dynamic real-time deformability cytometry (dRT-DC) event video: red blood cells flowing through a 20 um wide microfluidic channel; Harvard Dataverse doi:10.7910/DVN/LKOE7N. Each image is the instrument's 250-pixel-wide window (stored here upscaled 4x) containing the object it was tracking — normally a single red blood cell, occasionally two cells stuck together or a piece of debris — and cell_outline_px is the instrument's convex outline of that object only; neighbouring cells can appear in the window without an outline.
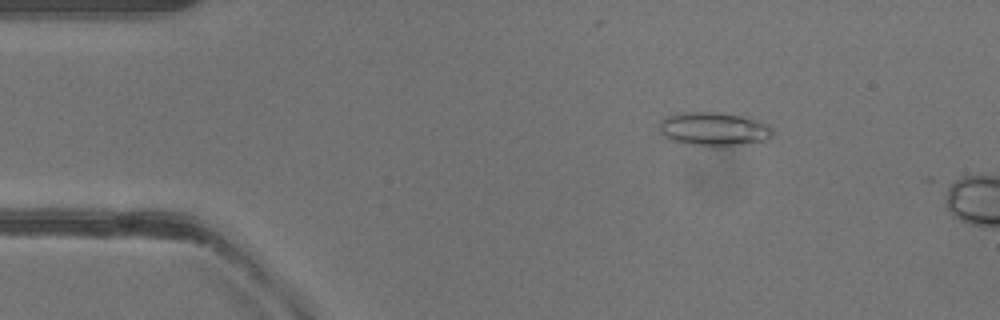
{"species": "common noctule bat (a hibernating species)", "species_latin": "Nyctalus noctula", "temperature_condition": "warm", "stored_images_in_passage": 5, "camera_frame_rate_fps": 3000, "um_per_image_px": 0.085, "animal": {"sex": "female"}, "frame": {"image": 1, "passage_image": 1, "time_ms": 0.0, "image_size_px": [1000, 320], "cell_outline_px": [[772, 136], [768, 140], [724, 148], [716, 148], [684, 144], [668, 140], [664, 136], [660, 128], [660, 120], [668, 116], [680, 112], [716, 112], [740, 116], [756, 120], [768, 124], [772, 128]], "centroid_in_image_um": [60.67, 11.01], "position_along_channel_um": 24.3, "area_um2": 22.83}}